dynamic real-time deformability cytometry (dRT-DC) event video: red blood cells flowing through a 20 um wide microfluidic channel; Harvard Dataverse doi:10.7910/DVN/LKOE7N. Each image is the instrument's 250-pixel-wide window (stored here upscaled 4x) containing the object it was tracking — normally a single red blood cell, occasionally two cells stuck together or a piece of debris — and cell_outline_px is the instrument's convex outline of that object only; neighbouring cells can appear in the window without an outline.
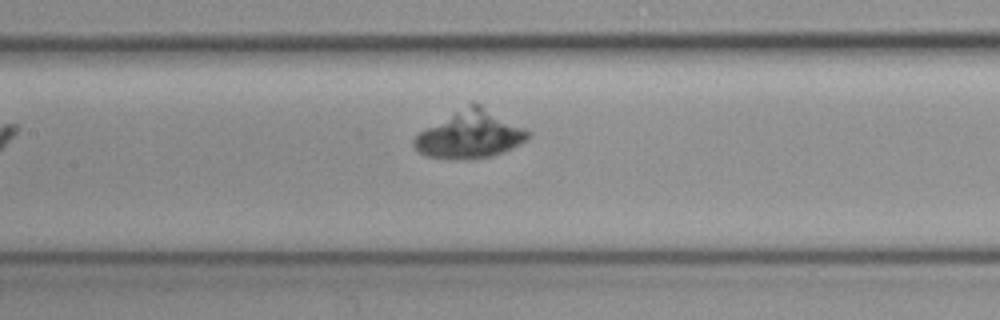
{"species": "common noctule bat (a hibernating species)", "species_latin": "Nyctalus noctula", "temperature_condition": "cold", "stored_images_in_passage": 7, "camera_frame_rate_fps": 3000, "um_per_image_px": 0.085, "animal": {"sex": "female", "body_mass_g": 19.3, "forearm_length_mm": 54.1}, "frame": {"image": 1, "passage_image": 7, "time_ms": 2.0, "image_size_px": [1000, 320], "cell_outline_px": [[528, 136], [520, 144], [512, 148], [492, 156], [472, 160], [456, 160], [428, 156], [420, 152], [412, 144], [412, 140], [420, 132], [472, 100], [480, 104], [524, 128], [528, 132]], "centroid_in_image_um": [39.93, 11.44], "position_along_channel_um": 167.5, "area_um2": 31.27}}